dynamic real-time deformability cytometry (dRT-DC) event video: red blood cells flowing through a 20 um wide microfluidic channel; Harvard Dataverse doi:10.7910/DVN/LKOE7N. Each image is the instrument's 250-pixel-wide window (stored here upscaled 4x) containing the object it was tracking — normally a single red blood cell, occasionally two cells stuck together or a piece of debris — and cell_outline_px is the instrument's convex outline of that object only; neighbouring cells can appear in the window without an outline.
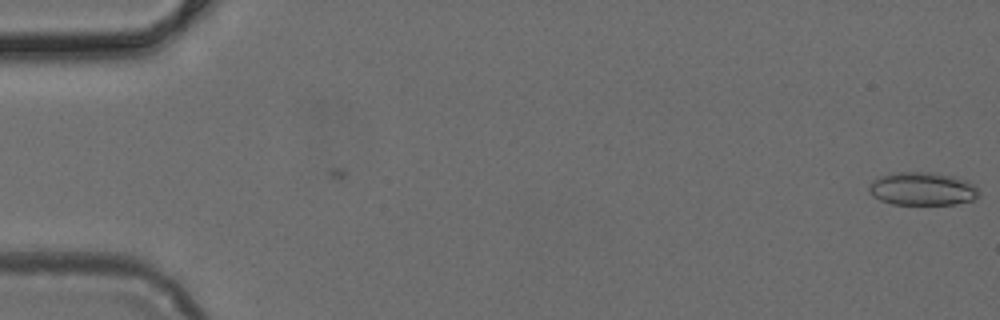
{"species": "common noctule bat (a hibernating species)", "species_latin": "Nyctalus noctula", "temperature_condition": "cold", "stored_images_in_passage": 4, "camera_frame_rate_fps": 3000, "um_per_image_px": 0.085, "animal": {"sex": "female", "body_mass_g": 24.6, "forearm_length_mm": 56.2}, "frame": {"image": 1, "passage_image": 4, "time_ms": 1.0, "image_size_px": [1000, 320], "cell_outline_px": [[980, 196], [972, 200], [956, 204], [892, 204], [880, 200], [868, 192], [868, 188], [872, 180], [888, 172], [932, 172], [952, 176], [968, 180], [980, 192]], "centroid_in_image_um": [78.39, 16.04], "position_along_channel_um": 6.6, "area_um2": 21.44}}